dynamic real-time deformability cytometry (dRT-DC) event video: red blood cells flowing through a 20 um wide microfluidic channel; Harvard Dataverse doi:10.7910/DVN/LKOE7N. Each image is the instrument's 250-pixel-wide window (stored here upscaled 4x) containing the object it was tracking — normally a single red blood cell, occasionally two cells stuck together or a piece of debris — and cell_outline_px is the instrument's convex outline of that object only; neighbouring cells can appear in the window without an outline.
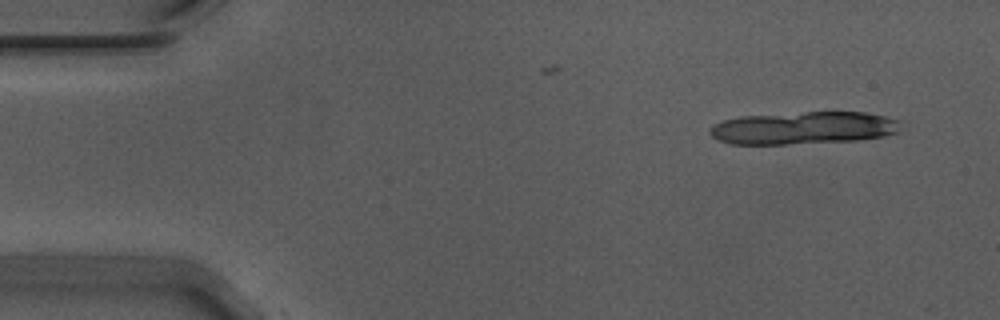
{"species": "Egyptian fruit bat (a non-hibernating species)", "species_latin": "Rousettus aegyptiacus", "temperature_condition": "warm", "stored_images_in_passage": 9, "camera_frame_rate_fps": 3000, "um_per_image_px": 0.085, "animal": {"sex": "male"}, "frame": {"image": 1, "passage_image": 3, "time_ms": 0.667, "image_size_px": [1000, 320], "cell_outline_px": [[904, 120], [900, 132], [884, 136], [856, 140], [784, 144], [732, 144], [720, 140], [712, 136], [708, 132], [708, 128], [712, 124], [724, 120], [740, 116], [804, 112], [864, 112]], "centroid_in_image_um": [68.34, 10.87], "position_along_channel_um": 16.7, "area_um2": 36.53}}